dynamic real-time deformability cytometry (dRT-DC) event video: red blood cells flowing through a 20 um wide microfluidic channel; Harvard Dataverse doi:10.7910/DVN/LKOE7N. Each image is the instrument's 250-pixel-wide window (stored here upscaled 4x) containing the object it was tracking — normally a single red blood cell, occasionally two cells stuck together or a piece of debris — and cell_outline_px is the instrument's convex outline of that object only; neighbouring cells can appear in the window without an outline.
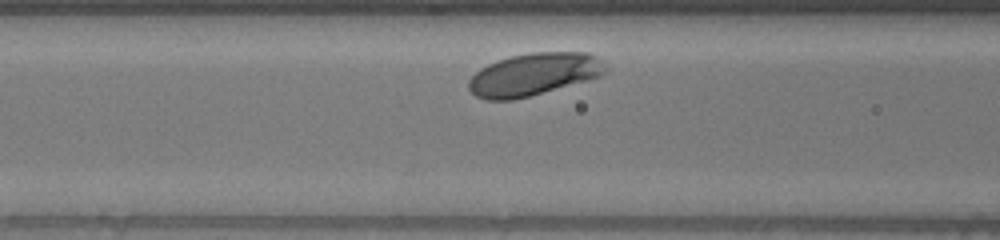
{"species": "human", "species_latin": "Homo sapiens", "temperature_condition": "warm", "stored_images_in_passage": 28, "camera_frame_rate_fps": 3000, "um_per_image_px": 0.085, "donor": {"sex": "male"}, "frame": {"image": 1, "passage_image": 6, "time_ms": 1.667, "image_size_px": [1000, 240], "cell_outline_px": [[608, 68], [600, 76], [588, 80], [528, 96], [512, 100], [488, 100], [476, 96], [468, 88], [468, 80], [480, 68], [496, 60], [508, 56], [532, 52], [588, 52], [604, 60], [608, 64]], "centroid_in_image_um": [45.39, 6.3], "position_along_channel_um": 121.2, "area_um2": 34.04}}
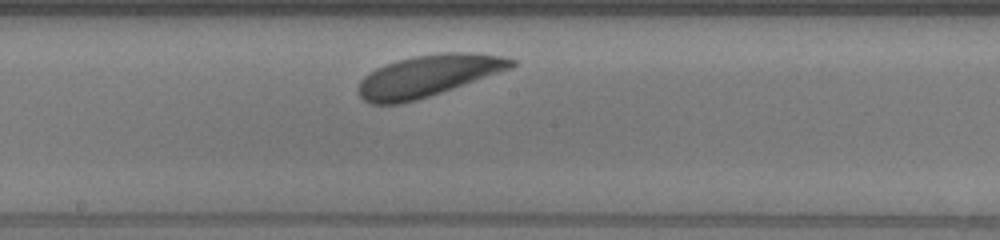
{"frame": {"image": 2, "passage_image": 14, "time_ms": 4.333, "image_size_px": [1000, 240], "cell_outline_px": [[516, 64], [512, 68], [416, 100], [400, 104], [372, 104], [364, 100], [356, 92], [356, 88], [360, 80], [368, 72], [384, 64], [416, 56], [440, 52], [472, 52], [504, 56], [516, 60]], "centroid_in_image_um": [36.35, 6.43], "position_along_channel_um": 211.8, "area_um2": 36.99}}
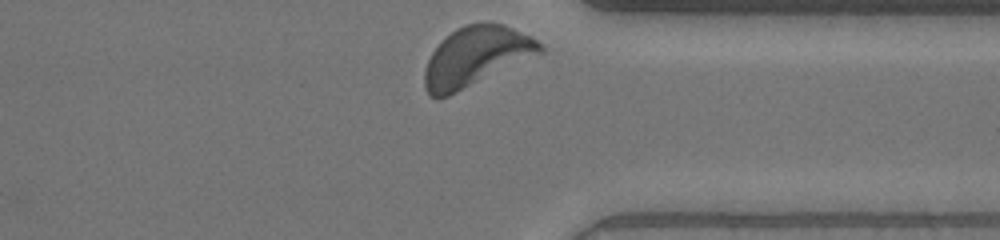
{"frame": {"image": 3, "passage_image": 28, "time_ms": 9.0, "image_size_px": [1000, 240], "cell_outline_px": [[544, 52], [448, 96], [436, 100], [428, 96], [424, 88], [424, 72], [428, 60], [432, 52], [456, 28], [468, 24], [504, 24], [536, 40], [544, 48]], "centroid_in_image_um": [40.42, 4.85], "position_along_channel_um": 371.0, "area_um2": 39.25}}